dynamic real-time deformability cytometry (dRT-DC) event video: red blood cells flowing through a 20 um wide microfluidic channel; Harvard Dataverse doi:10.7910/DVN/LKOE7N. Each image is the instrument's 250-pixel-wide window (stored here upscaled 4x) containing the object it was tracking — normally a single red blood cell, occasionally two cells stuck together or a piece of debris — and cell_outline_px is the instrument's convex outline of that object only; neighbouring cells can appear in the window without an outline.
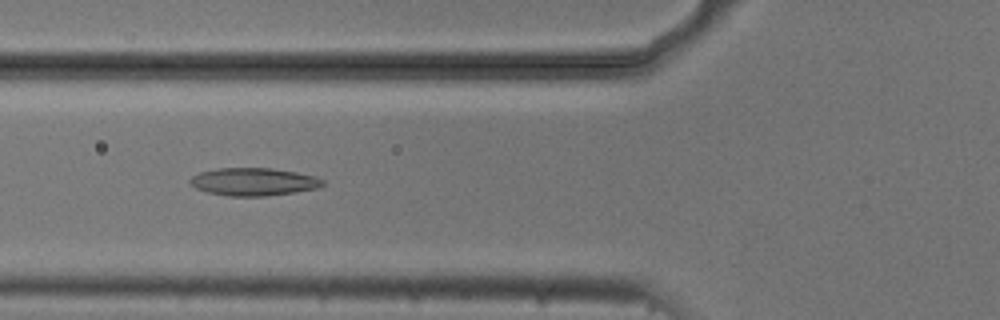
{"species": "common noctule bat (a hibernating species)", "species_latin": "Nyctalus noctula", "temperature_condition": "cold", "stored_images_in_passage": 51, "camera_frame_rate_fps": 3000, "um_per_image_px": 0.085, "animal": {"sex": "male", "body_mass_g": 20.5, "forearm_length_mm": 52.5}, "frame": {"image": 1, "passage_image": 20, "time_ms": 6.333, "image_size_px": [1000, 320], "cell_outline_px": [[324, 184], [316, 188], [296, 192], [268, 196], [228, 196], [208, 192], [196, 188], [188, 180], [192, 176], [200, 172], [216, 168], [272, 168], [296, 172], [316, 176], [324, 180]], "centroid_in_image_um": [21.56, 15.45], "position_along_channel_um": 104.2, "area_um2": 21.5}}
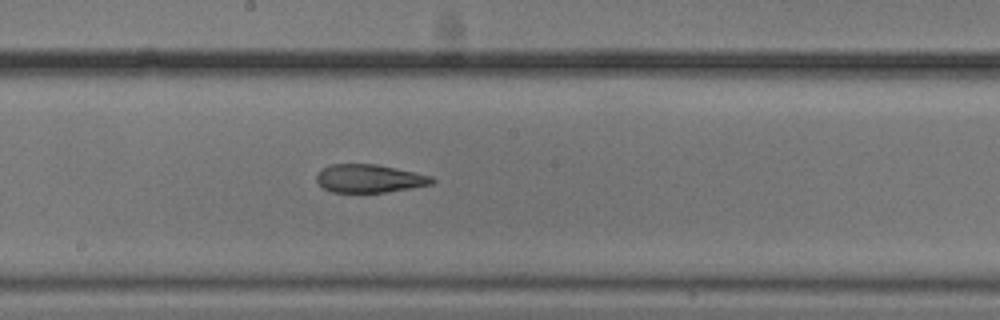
{"frame": {"image": 2, "passage_image": 29, "time_ms": 9.333, "image_size_px": [1000, 320], "cell_outline_px": [[436, 180], [432, 184], [412, 188], [384, 192], [332, 192], [324, 188], [316, 180], [316, 176], [320, 168], [332, 164], [376, 164], [396, 168], [432, 176]], "centroid_in_image_um": [31.39, 15.17], "position_along_channel_um": 216.8, "area_um2": 18.96}}
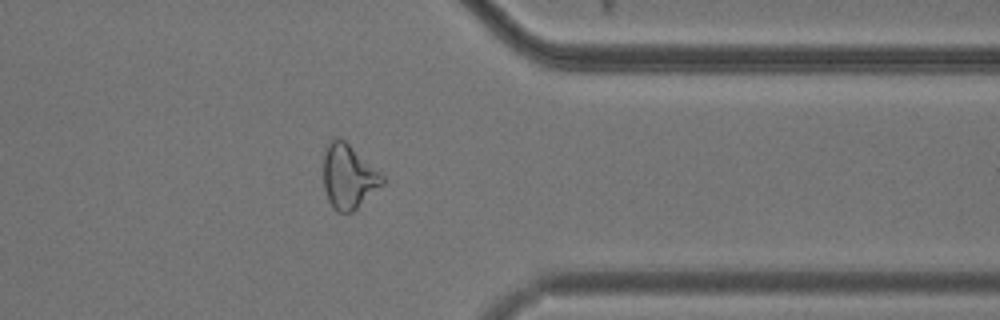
{"frame": {"image": 3, "passage_image": 43, "time_ms": 14.0, "image_size_px": [1000, 320], "cell_outline_px": [[384, 184], [352, 212], [336, 212], [332, 208], [328, 200], [324, 188], [324, 148], [336, 136], [340, 136], [380, 172], [384, 176]], "centroid_in_image_um": [29.61, 15.01], "position_along_channel_um": 381.8, "area_um2": 22.08}}